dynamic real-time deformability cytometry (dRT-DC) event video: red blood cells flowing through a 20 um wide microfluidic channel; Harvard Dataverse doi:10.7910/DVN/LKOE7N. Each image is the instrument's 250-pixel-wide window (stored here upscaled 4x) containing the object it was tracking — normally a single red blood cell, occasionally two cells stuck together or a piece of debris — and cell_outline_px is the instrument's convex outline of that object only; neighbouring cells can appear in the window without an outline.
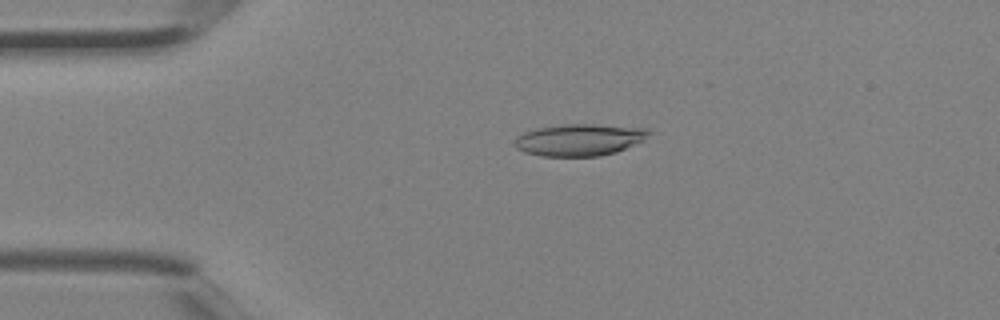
{"species": "Egyptian fruit bat (a non-hibernating species)", "species_latin": "Rousettus aegyptiacus", "temperature_condition": "room temperature", "stored_images_in_passage": 3, "camera_frame_rate_fps": 3000, "um_per_image_px": 0.085, "animal": {"sex": "female"}, "frame": {"image": 1, "passage_image": 2, "time_ms": 0.333, "image_size_px": [1000, 320], "cell_outline_px": [[652, 132], [644, 140], [616, 152], [600, 156], [540, 156], [524, 152], [516, 148], [516, 136], [524, 132], [536, 128], [564, 124], [596, 124], [648, 128]], "centroid_in_image_um": [49.27, 11.88], "position_along_channel_um": 35.7, "area_um2": 25.03}}